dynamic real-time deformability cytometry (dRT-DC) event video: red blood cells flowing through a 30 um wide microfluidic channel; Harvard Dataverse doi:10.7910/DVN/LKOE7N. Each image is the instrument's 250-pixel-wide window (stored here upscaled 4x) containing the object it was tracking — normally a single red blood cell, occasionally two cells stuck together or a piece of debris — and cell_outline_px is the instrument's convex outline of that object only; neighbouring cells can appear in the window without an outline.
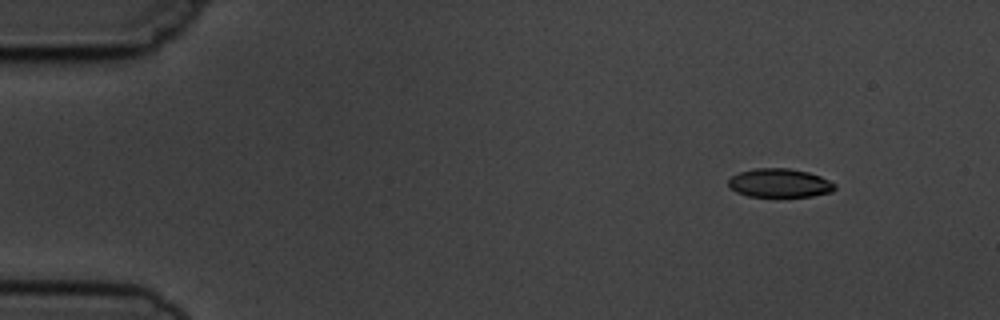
{"species": "common noctule bat (a hibernating species)", "species_latin": "Nyctalus noctula", "temperature_condition": "cold", "stored_images_in_passage": 5, "camera_frame_rate_fps": 3000, "um_per_image_px": 0.085, "animal": {"sex": "male", "body_mass_g": 19.5, "forearm_length_mm": 54.6}, "frame": {"image": 1, "passage_image": 2, "time_ms": 1.333, "image_size_px": [1000, 320], "cell_outline_px": [[836, 188], [832, 192], [812, 196], [748, 196], [736, 192], [728, 188], [728, 180], [732, 176], [740, 172], [756, 168], [788, 168], [808, 172], [820, 176], [836, 184]], "centroid_in_image_um": [66.26, 15.56], "position_along_channel_um": 18.7, "area_um2": 17.8}}
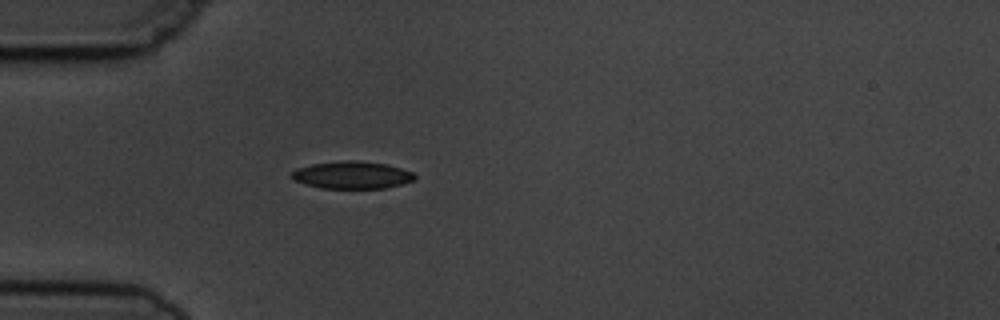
{"frame": {"image": 2, "passage_image": 5, "time_ms": 4.667, "image_size_px": [1000, 320], "cell_outline_px": [[416, 180], [384, 188], [320, 188], [304, 184], [288, 176], [288, 172], [296, 168], [312, 164], [344, 160], [360, 160], [388, 164], [412, 172], [416, 176]], "centroid_in_image_um": [29.88, 14.87], "position_along_channel_um": 55.1, "area_um2": 19.88}}